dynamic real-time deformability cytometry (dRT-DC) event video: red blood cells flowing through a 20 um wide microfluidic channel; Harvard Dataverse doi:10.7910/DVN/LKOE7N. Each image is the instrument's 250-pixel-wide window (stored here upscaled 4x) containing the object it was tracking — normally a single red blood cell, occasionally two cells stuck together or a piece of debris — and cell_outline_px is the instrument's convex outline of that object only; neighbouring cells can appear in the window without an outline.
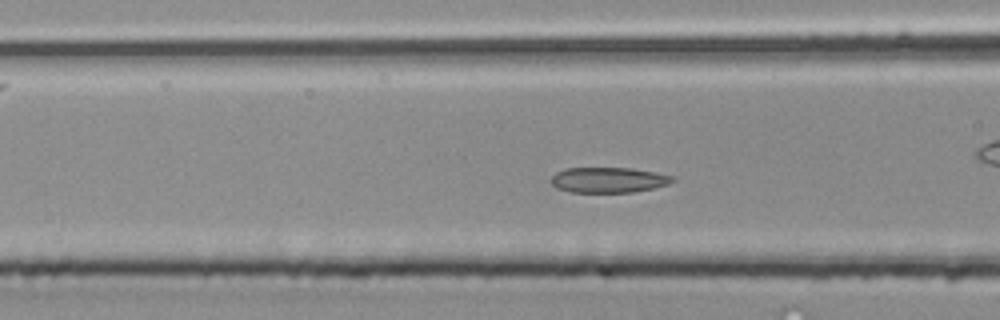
{"species": "common noctule bat (a hibernating species)", "species_latin": "Nyctalus noctula", "temperature_condition": "room temperature", "stored_images_in_passage": 37, "camera_frame_rate_fps": 3000, "um_per_image_px": 0.085, "animal": {"sex": "male", "body_mass_g": 20.4}, "frame": {"image": 1, "passage_image": 6, "time_ms": 1.667, "image_size_px": [1000, 320], "cell_outline_px": [[676, 180], [668, 184], [652, 188], [632, 192], [568, 192], [556, 188], [548, 180], [556, 172], [564, 168], [632, 168], [656, 172], [672, 176]], "centroid_in_image_um": [51.67, 15.29], "position_along_channel_um": 114.9, "area_um2": 18.09}}